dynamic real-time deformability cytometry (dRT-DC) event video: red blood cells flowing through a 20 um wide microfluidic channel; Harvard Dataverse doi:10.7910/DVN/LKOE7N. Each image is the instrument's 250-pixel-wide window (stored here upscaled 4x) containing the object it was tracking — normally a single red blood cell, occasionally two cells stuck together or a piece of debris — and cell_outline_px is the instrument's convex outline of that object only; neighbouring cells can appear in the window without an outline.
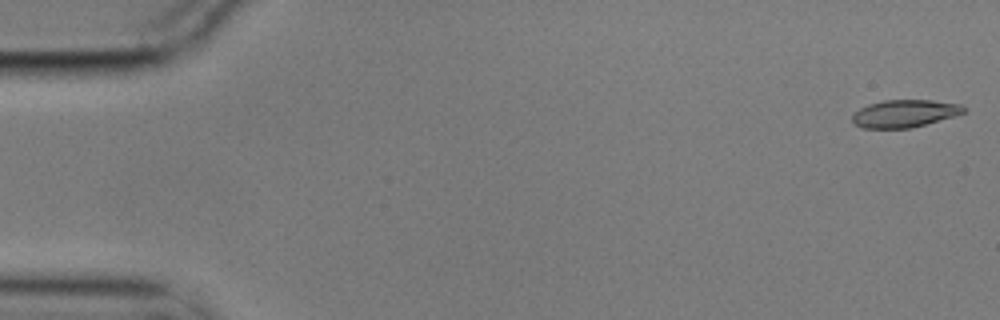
{"species": "common noctule bat (a hibernating species)", "species_latin": "Nyctalus noctula", "temperature_condition": "cold", "stored_images_in_passage": 3, "camera_frame_rate_fps": 3000, "um_per_image_px": 0.085, "animal": {"sex": "male", "body_mass_g": 17.9}, "frame": {"image": 1, "passage_image": 1, "time_ms": 0.0, "image_size_px": [1000, 320], "cell_outline_px": [[964, 112], [956, 116], [912, 128], [864, 128], [856, 124], [852, 120], [852, 116], [860, 108], [868, 104], [884, 100], [932, 100], [960, 104], [964, 108]], "centroid_in_image_um": [76.91, 9.65], "position_along_channel_um": 8.1, "area_um2": 17.8}}